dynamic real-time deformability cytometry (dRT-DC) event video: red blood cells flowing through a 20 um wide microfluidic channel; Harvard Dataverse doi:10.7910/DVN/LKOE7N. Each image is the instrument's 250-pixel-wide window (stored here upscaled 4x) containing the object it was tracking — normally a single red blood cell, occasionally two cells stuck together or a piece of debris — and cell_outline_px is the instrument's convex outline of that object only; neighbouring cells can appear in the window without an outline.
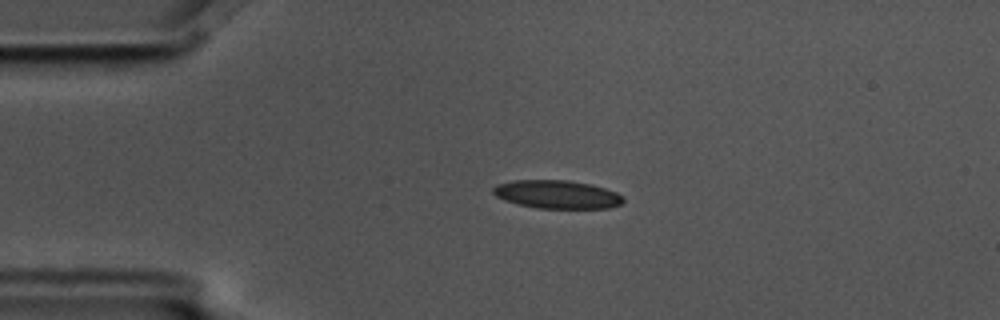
{"species": "common noctule bat (a hibernating species)", "species_latin": "Nyctalus noctula", "temperature_condition": "cold", "stored_images_in_passage": 2, "camera_frame_rate_fps": 3000, "um_per_image_px": 0.085, "animal": {"sex": "male", "body_mass_g": 17.5, "forearm_length_mm": 52.3}, "frame": {"image": 1, "passage_image": 1, "time_ms": 0.0, "image_size_px": [1000, 320], "cell_outline_px": [[624, 200], [620, 204], [608, 208], [536, 208], [516, 204], [504, 200], [496, 196], [492, 192], [492, 188], [496, 184], [512, 180], [568, 180], [592, 184], [616, 192], [624, 196]], "centroid_in_image_um": [47.32, 16.52], "position_along_channel_um": 37.7, "area_um2": 21.62}}